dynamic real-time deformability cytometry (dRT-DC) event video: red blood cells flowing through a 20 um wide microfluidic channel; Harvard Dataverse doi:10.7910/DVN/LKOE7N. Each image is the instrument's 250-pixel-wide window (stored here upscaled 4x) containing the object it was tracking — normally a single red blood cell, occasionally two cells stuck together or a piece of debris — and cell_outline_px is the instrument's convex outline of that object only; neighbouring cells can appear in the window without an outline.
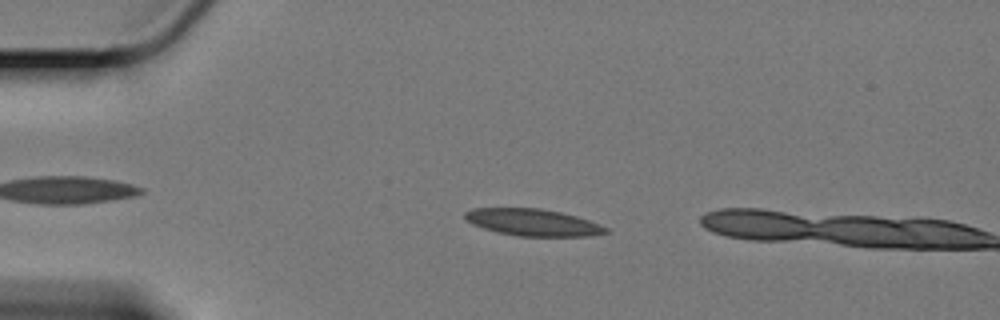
{"species": "Egyptian fruit bat (a non-hibernating species)", "species_latin": "Rousettus aegyptiacus", "temperature_condition": "cold", "stored_images_in_passage": 15, "camera_frame_rate_fps": 3000, "um_per_image_px": 0.085, "animal": {"sex": "female"}, "frame": {"image": 1, "passage_image": 13, "time_ms": 4.0, "image_size_px": [1000, 320], "cell_outline_px": [[608, 232], [588, 236], [520, 236], [500, 232], [484, 228], [472, 224], [464, 216], [464, 212], [476, 208], [540, 208], [560, 212], [576, 216], [588, 220], [608, 228]], "centroid_in_image_um": [45.3, 18.9], "position_along_channel_um": 39.7, "area_um2": 21.73}}